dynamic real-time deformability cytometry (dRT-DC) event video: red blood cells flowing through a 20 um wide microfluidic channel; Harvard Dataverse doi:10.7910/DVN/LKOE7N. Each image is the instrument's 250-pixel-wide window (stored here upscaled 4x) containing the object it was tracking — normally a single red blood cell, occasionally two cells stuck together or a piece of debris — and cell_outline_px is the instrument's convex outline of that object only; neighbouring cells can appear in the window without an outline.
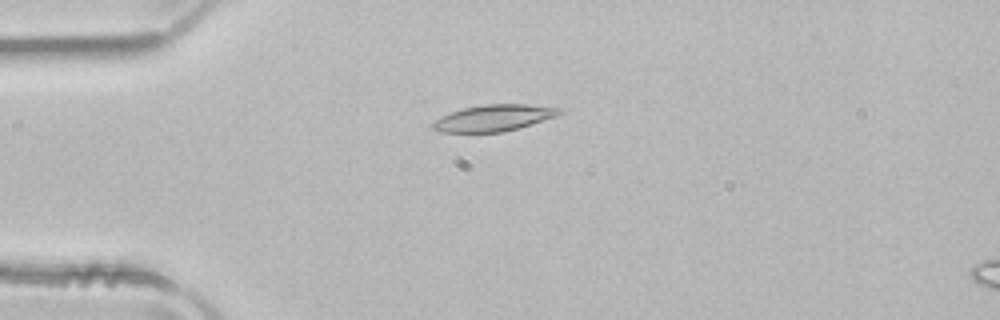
{"species": "common noctule bat (a hibernating species)", "species_latin": "Nyctalus noctula", "temperature_condition": "room temperature", "stored_images_in_passage": 39, "camera_frame_rate_fps": 3000, "um_per_image_px": 0.085, "animal": {"sex": "male", "body_mass_g": 21.5, "forearm_length_mm": 52.0}, "frame": {"image": 1, "passage_image": 1, "time_ms": 0.0, "image_size_px": [1000, 320], "cell_outline_px": [[564, 112], [556, 116], [504, 132], [440, 132], [432, 128], [432, 124], [440, 116], [464, 108], [484, 104], [524, 104], [564, 108]], "centroid_in_image_um": [41.99, 10.02], "position_along_channel_um": 43.0, "area_um2": 19.36}}
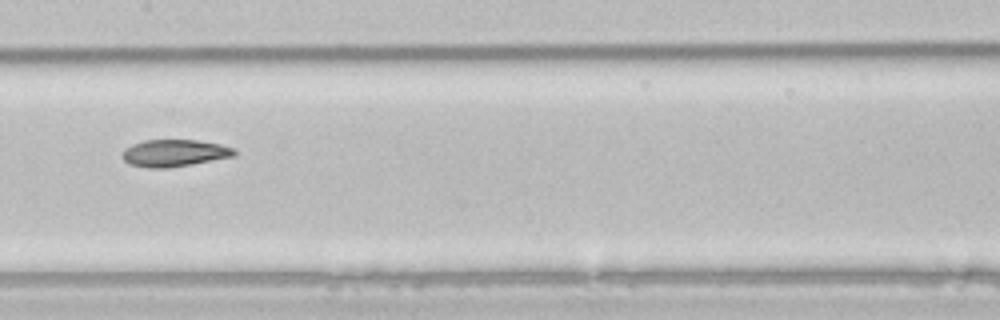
{"frame": {"image": 2, "passage_image": 14, "time_ms": 4.333, "image_size_px": [1000, 320], "cell_outline_px": [[236, 156], [192, 164], [168, 168], [148, 168], [128, 164], [120, 156], [120, 152], [124, 148], [132, 144], [144, 140], [196, 140], [220, 144], [232, 148], [236, 152]], "centroid_in_image_um": [14.76, 13.01], "position_along_channel_um": 192.6, "area_um2": 17.86}}
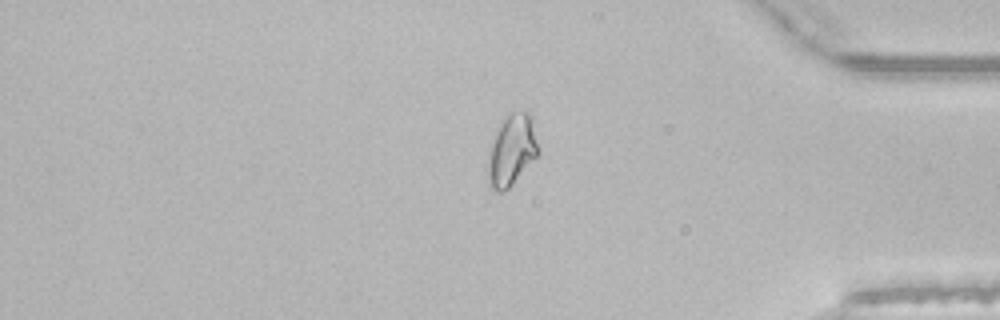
{"frame": {"image": 3, "passage_image": 31, "time_ms": 10.0, "image_size_px": [1000, 320], "cell_outline_px": [[540, 152], [512, 184], [504, 192], [496, 192], [488, 184], [488, 148], [492, 136], [500, 120], [508, 112], [528, 112], [532, 116]], "centroid_in_image_um": [43.47, 12.72], "position_along_channel_um": 391.7, "area_um2": 21.39}, "authors_computed_cell_mechanics": {"area_um2": 18.3804, "velocity_mm_per_s": 3.9637, "shape_relaxation_time_tau1_ms": 10.4764, "shape_relaxation_time_tau2_ms": 5.8089, "deformation_change_tau1": 0.2433, "deformation_change_tau2": 0.124}}